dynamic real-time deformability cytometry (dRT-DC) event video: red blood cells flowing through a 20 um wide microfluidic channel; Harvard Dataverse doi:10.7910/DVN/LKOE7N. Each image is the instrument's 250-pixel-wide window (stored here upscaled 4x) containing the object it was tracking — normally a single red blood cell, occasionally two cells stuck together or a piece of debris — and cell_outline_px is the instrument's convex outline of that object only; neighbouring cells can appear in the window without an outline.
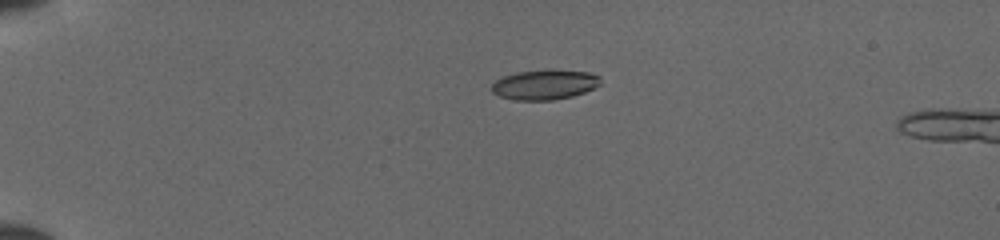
{"species": "common noctule bat (a hibernating species)", "species_latin": "Nyctalus noctula", "temperature_condition": "cold", "stored_images_in_passage": 39, "camera_frame_rate_fps": 3000, "um_per_image_px": 0.085, "animal": {"sex": "female", "body_mass_g": 19.5, "forearm_length_mm": 54.1}, "frame": {"image": 1, "passage_image": 1, "time_ms": 0.0, "image_size_px": [1000, 240], "cell_outline_px": [[600, 84], [584, 92], [572, 96], [552, 100], [516, 100], [500, 96], [492, 92], [492, 84], [496, 80], [504, 76], [516, 72], [548, 68], [556, 68], [588, 72], [600, 76]], "centroid_in_image_um": [46.3, 7.16], "position_along_channel_um": 38.7, "area_um2": 19.25}}
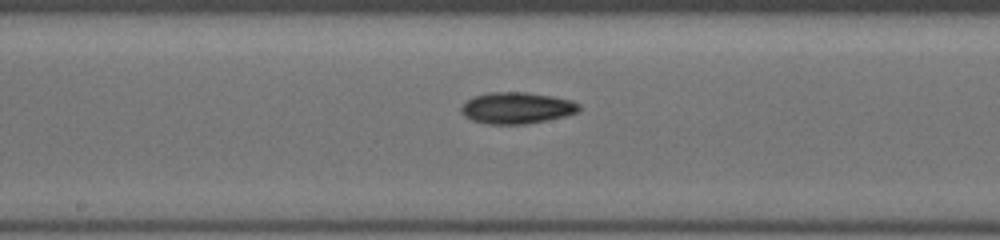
{"frame": {"image": 2, "passage_image": 17, "time_ms": 5.333, "image_size_px": [1000, 240], "cell_outline_px": [[580, 108], [576, 112], [564, 116], [524, 124], [488, 124], [472, 120], [464, 116], [460, 112], [460, 108], [472, 96], [488, 92], [528, 92], [552, 96], [572, 100], [580, 104]], "centroid_in_image_um": [43.89, 9.16], "position_along_channel_um": 204.3, "area_um2": 21.56}}
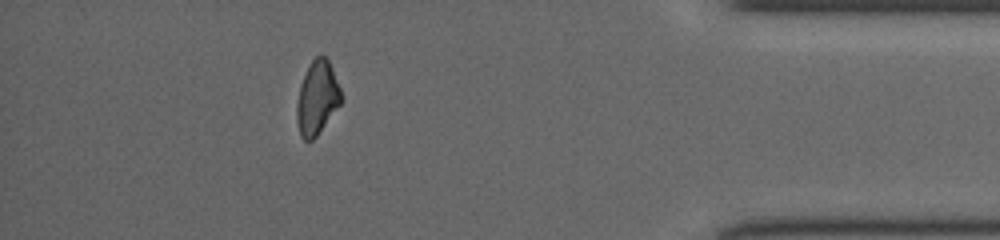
{"frame": {"image": 3, "passage_image": 34, "time_ms": 11.0, "image_size_px": [1000, 240], "cell_outline_px": [[340, 104], [316, 136], [312, 140], [304, 140], [300, 136], [296, 120], [296, 104], [300, 84], [312, 60], [320, 52], [328, 60], [332, 68], [340, 88]], "centroid_in_image_um": [26.93, 8.31], "position_along_channel_um": 408.3, "area_um2": 18.79}}